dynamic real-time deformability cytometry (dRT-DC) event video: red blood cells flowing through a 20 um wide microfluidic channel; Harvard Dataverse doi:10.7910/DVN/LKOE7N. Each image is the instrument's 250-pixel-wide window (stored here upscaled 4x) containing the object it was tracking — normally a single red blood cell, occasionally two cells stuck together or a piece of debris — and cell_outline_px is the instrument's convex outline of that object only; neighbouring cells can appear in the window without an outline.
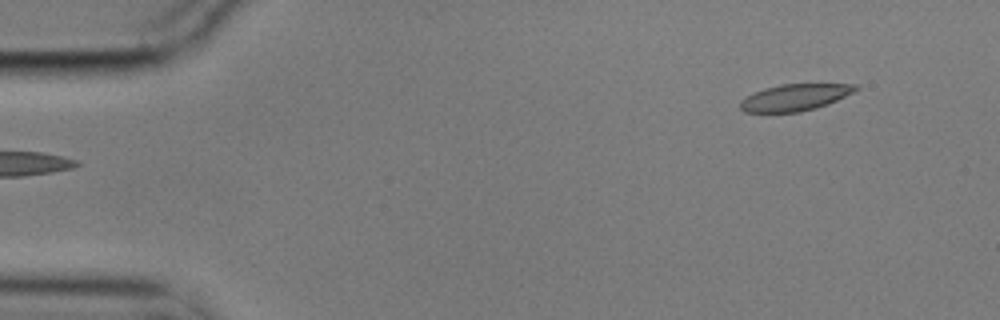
{"species": "common noctule bat (a hibernating species)", "species_latin": "Nyctalus noctula", "temperature_condition": "cold", "stored_images_in_passage": 6, "segment_of_instrument_passage": [2, 2], "camera_frame_rate_fps": 3000, "um_per_image_px": 0.085, "animal": {"sex": "male", "body_mass_g": 17.9}, "frame": {"image": 1, "passage_image": 6, "time_ms": 1.667, "image_size_px": [1000, 320], "cell_outline_px": [[860, 88], [828, 104], [816, 108], [800, 112], [744, 112], [740, 108], [740, 100], [764, 88], [780, 84], [860, 84]], "centroid_in_image_um": [67.57, 8.27], "position_along_channel_um": 17.4, "area_um2": 17.8}}